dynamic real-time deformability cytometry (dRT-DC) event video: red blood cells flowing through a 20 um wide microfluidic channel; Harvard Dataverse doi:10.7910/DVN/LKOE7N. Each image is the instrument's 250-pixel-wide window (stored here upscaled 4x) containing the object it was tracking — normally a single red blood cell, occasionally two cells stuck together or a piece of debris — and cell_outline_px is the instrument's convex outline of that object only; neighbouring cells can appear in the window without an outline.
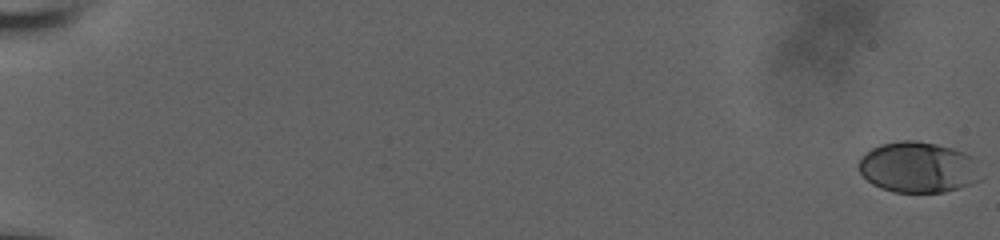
{"species": "human", "species_latin": "Homo sapiens", "temperature_condition": "room temperature", "stored_images_in_passage": 22, "camera_frame_rate_fps": 3000, "um_per_image_px": 0.085, "donor": {"sex": "male"}, "frame": {"image": 1, "passage_image": 1, "time_ms": 0.0, "image_size_px": [1000, 240], "cell_outline_px": [[984, 176], [980, 180], [960, 188], [944, 192], [896, 192], [880, 188], [872, 184], [860, 172], [860, 160], [872, 148], [880, 144], [900, 140], [916, 140], [936, 144], [952, 148], [964, 152], [972, 156], [976, 160]], "centroid_in_image_um": [78.12, 14.22], "position_along_channel_um": 6.9, "area_um2": 36.36}}
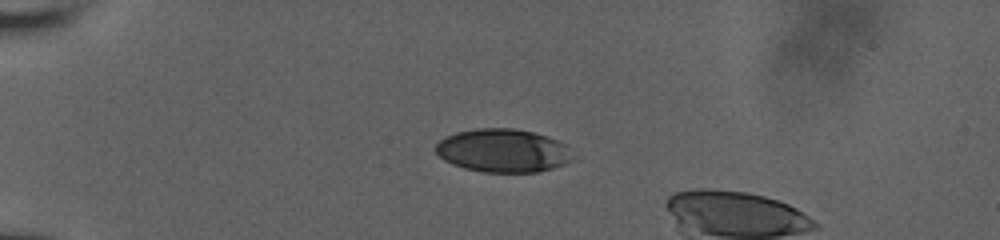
{"frame": {"image": 2, "passage_image": 18, "time_ms": 5.667, "image_size_px": [1000, 240], "cell_outline_px": [[576, 160], [540, 172], [484, 172], [464, 168], [452, 164], [444, 160], [436, 152], [436, 144], [444, 136], [456, 132], [476, 128], [516, 128], [548, 136], [568, 144]], "centroid_in_image_um": [42.8, 12.8], "position_along_channel_um": 42.2, "area_um2": 35.08}}